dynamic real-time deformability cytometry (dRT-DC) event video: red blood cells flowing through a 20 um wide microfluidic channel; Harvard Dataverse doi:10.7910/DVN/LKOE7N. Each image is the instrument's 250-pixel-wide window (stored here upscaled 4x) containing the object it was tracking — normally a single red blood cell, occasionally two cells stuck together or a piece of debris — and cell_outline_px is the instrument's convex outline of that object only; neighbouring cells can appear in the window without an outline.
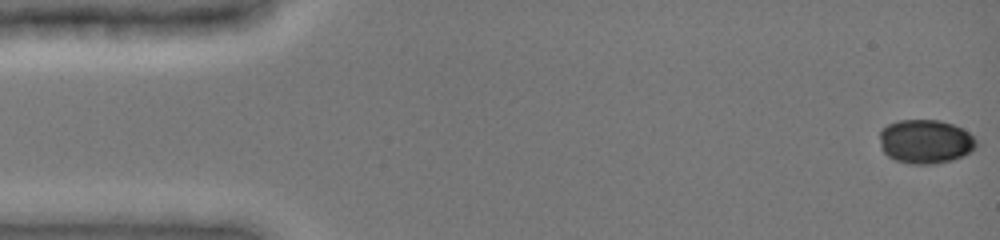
{"species": "common noctule bat (a hibernating species)", "species_latin": "Nyctalus noctula", "temperature_condition": "cold", "stored_images_in_passage": 18, "camera_frame_rate_fps": 3000, "um_per_image_px": 0.085, "animal": {"sex": "female", "body_mass_g": 19.0, "forearm_length_mm": 51.5}, "frame": {"image": 1, "passage_image": 1, "time_ms": 0.0, "image_size_px": [1000, 240], "cell_outline_px": [[980, 144], [972, 152], [964, 156], [952, 160], [936, 164], [912, 164], [896, 160], [888, 156], [880, 148], [880, 128], [888, 124], [900, 120], [940, 120], [952, 124], [968, 132]], "centroid_in_image_um": [78.68, 12.04], "position_along_channel_um": 6.3, "area_um2": 25.09}}
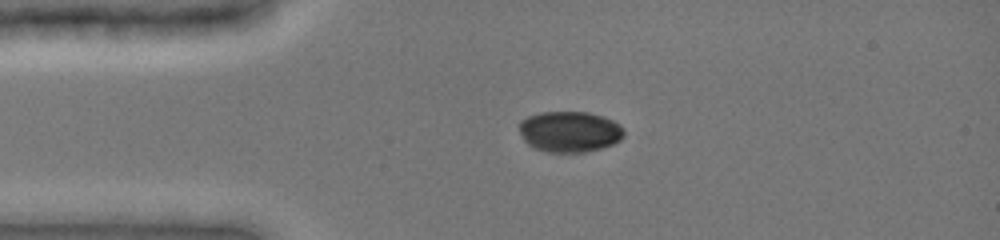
{"frame": {"image": 2, "passage_image": 12, "time_ms": 3.333, "image_size_px": [1000, 240], "cell_outline_px": [[624, 136], [620, 140], [604, 148], [584, 152], [548, 152], [532, 148], [524, 140], [520, 132], [520, 120], [528, 116], [540, 112], [588, 112], [604, 116], [620, 124], [624, 128]], "centroid_in_image_um": [48.43, 11.19], "position_along_channel_um": 36.6, "area_um2": 25.2}}